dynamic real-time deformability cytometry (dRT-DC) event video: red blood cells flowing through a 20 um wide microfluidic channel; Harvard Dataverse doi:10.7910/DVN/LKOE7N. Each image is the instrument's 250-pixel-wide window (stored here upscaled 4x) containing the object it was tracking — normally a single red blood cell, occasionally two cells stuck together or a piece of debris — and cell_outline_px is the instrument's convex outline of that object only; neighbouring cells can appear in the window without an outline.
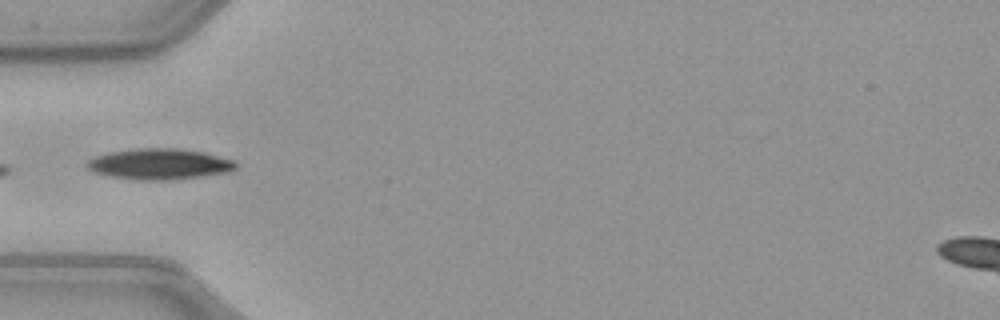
{"species": "common noctule bat (a hibernating species)", "species_latin": "Nyctalus noctula", "temperature_condition": "warm", "stored_images_in_passage": 8, "camera_frame_rate_fps": 3000, "um_per_image_px": 0.085, "animal": {"sex": "female", "body_mass_g": 21.9}, "frame": {"image": 1, "passage_image": 1, "time_ms": 0.0, "image_size_px": [1000, 320], "cell_outline_px": [[236, 168], [228, 172], [204, 176], [164, 180], [136, 180], [112, 176], [92, 172], [84, 164], [88, 160], [96, 156], [112, 152], [136, 148], [176, 148], [204, 152], [232, 160], [236, 164]], "centroid_in_image_um": [13.53, 13.94], "position_along_channel_um": 71.5, "area_um2": 26.59}}